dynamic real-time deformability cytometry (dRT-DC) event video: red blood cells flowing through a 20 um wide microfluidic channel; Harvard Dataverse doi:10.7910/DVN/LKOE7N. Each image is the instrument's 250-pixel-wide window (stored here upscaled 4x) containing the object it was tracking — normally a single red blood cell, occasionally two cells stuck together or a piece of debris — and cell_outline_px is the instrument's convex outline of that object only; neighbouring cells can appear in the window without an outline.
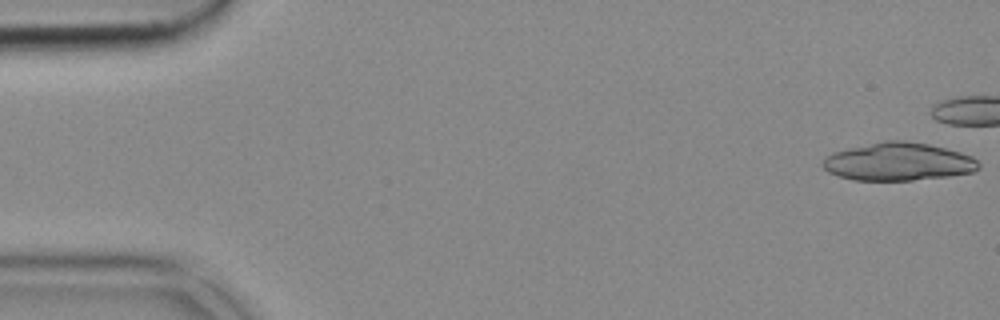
{"species": "common noctule bat (a hibernating species)", "species_latin": "Nyctalus noctula", "temperature_condition": "cold", "stored_images_in_passage": 9, "camera_frame_rate_fps": 3000, "um_per_image_px": 0.085, "animal": {"sex": "female", "body_mass_g": 18.4}, "frame": {"image": 1, "passage_image": 1, "time_ms": 0.0, "image_size_px": [1000, 320], "cell_outline_px": [[980, 168], [972, 172], [948, 176], [912, 180], [852, 180], [828, 172], [824, 168], [824, 160], [828, 156], [836, 152], [848, 148], [884, 140], [904, 140], [928, 144], [960, 152], [972, 156], [980, 164]], "centroid_in_image_um": [76.38, 13.74], "position_along_channel_um": 8.6, "area_um2": 34.16}}